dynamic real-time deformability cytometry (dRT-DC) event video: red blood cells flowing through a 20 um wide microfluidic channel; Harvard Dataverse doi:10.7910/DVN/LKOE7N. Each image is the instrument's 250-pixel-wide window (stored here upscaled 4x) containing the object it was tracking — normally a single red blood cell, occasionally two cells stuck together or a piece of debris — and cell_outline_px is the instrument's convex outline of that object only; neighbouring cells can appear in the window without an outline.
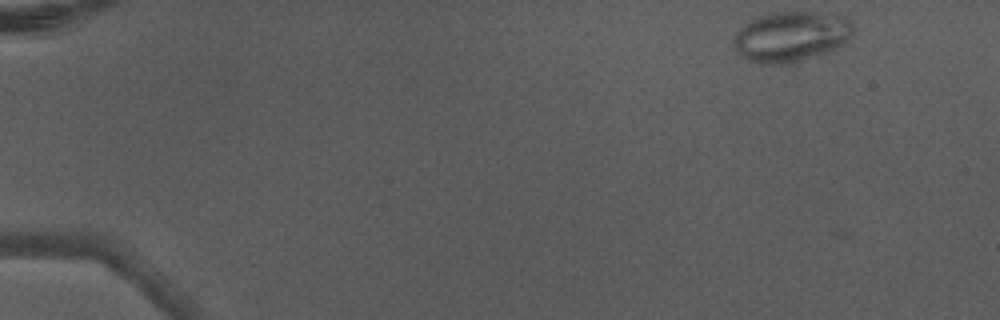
{"species": "Egyptian fruit bat (a non-hibernating species)", "species_latin": "Rousettus aegyptiacus", "temperature_condition": "warm", "stored_images_in_passage": 5, "camera_frame_rate_fps": 3000, "um_per_image_px": 0.085, "animal": {"sex": "male"}, "frame": {"image": 1, "passage_image": 1, "time_ms": 0.0, "image_size_px": [1000, 320], "cell_outline_px": [[856, 28], [852, 36], [844, 44], [836, 48], [824, 52], [796, 60], [780, 64], [760, 64], [748, 60], [732, 44], [732, 40], [736, 32], [748, 20], [768, 12], [816, 12], [844, 16], [852, 20]], "centroid_in_image_um": [67.26, 3.06], "position_along_channel_um": 17.7, "area_um2": 35.03}}